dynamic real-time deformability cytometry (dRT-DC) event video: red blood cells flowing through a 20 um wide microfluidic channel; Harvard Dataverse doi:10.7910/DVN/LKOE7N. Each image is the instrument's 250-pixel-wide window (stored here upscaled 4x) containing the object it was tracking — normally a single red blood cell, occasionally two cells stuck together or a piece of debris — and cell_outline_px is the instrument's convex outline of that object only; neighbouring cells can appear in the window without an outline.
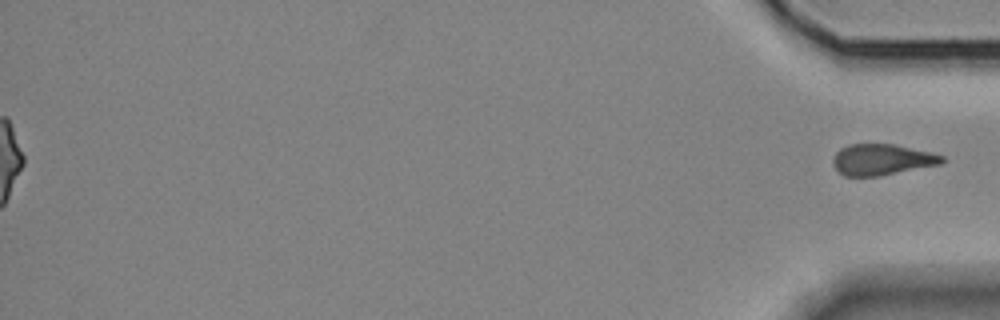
{"species": "Egyptian fruit bat (a non-hibernating species)", "species_latin": "Rousettus aegyptiacus", "temperature_condition": "room temperature", "stored_images_in_passage": 40, "segment_of_instrument_passage": [2, 2], "camera_frame_rate_fps": 3000, "um_per_image_px": 0.085, "animal": {"sex": "female"}, "frame": {"image": 1, "passage_image": 40, "time_ms": 13.0, "image_size_px": [1000, 320], "cell_outline_px": [[944, 160], [940, 164], [880, 176], [844, 176], [832, 164], [832, 160], [836, 152], [840, 148], [848, 144], [892, 144], [932, 152], [944, 156]], "centroid_in_image_um": [74.94, 13.56], "position_along_channel_um": 360.3, "area_um2": 19.71}}